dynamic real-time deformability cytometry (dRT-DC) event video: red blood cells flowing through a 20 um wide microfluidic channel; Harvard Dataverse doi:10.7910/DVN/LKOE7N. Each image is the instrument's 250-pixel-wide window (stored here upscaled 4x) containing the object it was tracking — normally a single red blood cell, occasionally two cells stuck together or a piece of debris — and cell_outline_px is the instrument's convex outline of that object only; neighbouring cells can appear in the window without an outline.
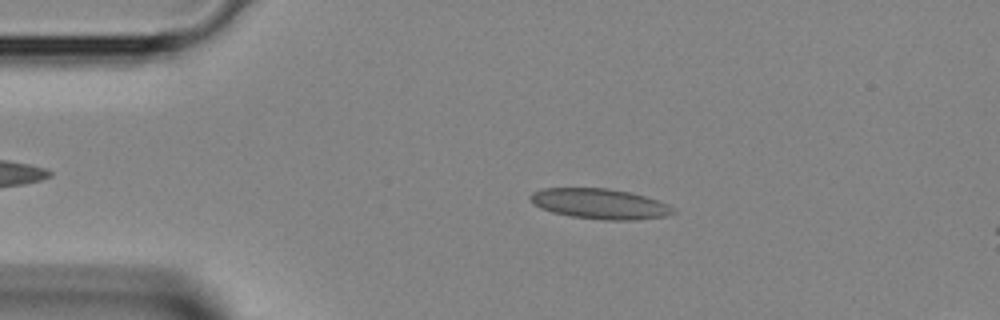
{"species": "Egyptian fruit bat (a non-hibernating species)", "species_latin": "Rousettus aegyptiacus", "temperature_condition": "room temperature", "stored_images_in_passage": 3, "camera_frame_rate_fps": 3000, "um_per_image_px": 0.085, "animal": {"sex": "female"}, "frame": {"image": 1, "passage_image": 1, "time_ms": 0.0, "image_size_px": [1000, 320], "cell_outline_px": [[676, 212], [668, 216], [636, 220], [604, 220], [572, 216], [552, 212], [540, 208], [528, 196], [532, 192], [544, 188], [608, 188], [628, 192], [644, 196], [668, 204]], "centroid_in_image_um": [51.0, 17.33], "position_along_channel_um": 34.0, "area_um2": 25.09}}
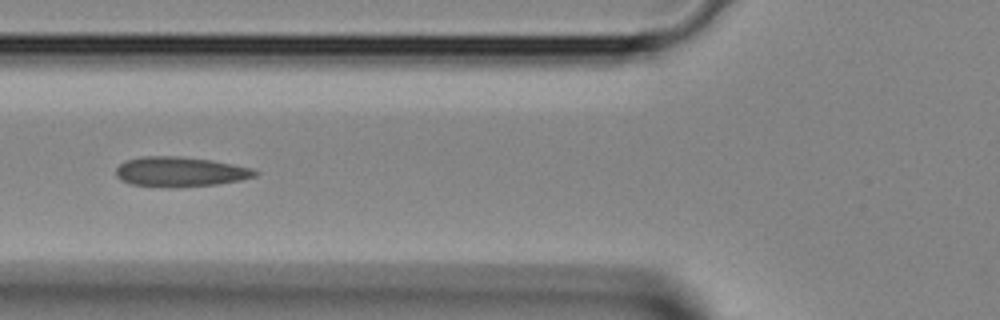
{"frame": {"image": 2, "passage_image": 3, "time_ms": 0.667, "image_size_px": [1000, 320], "cell_outline_px": [[260, 172], [256, 176], [240, 180], [216, 184], [172, 188], [132, 184], [120, 180], [116, 176], [116, 168], [124, 160], [140, 156], [180, 156], [208, 160], [232, 164], [252, 168]], "centroid_in_image_um": [15.28, 14.6], "position_along_channel_um": 110.5, "area_um2": 24.28}}